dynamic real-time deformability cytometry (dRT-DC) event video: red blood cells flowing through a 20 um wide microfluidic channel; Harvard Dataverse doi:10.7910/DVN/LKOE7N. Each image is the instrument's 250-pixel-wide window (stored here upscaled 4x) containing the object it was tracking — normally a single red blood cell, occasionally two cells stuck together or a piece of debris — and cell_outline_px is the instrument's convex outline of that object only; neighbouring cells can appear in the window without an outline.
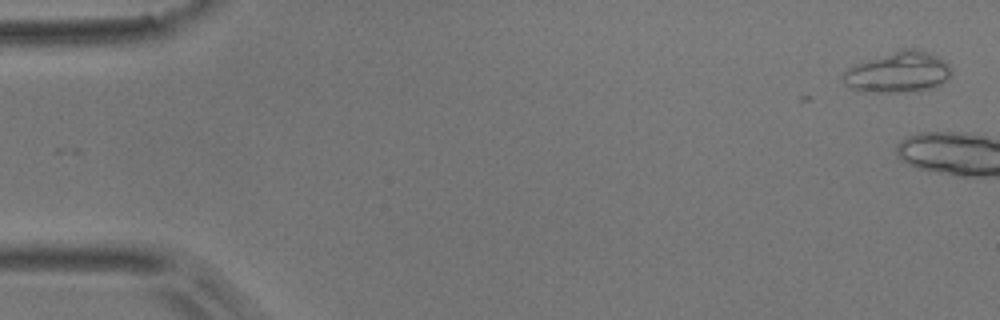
{"species": "common noctule bat (a hibernating species)", "species_latin": "Nyctalus noctula", "temperature_condition": "room temperature", "stored_images_in_passage": 6, "camera_frame_rate_fps": 3000, "um_per_image_px": 0.085, "animal": {"sex": "male", "body_mass_g": 17.9}, "frame": {"image": 1, "passage_image": 1, "time_ms": 0.0, "image_size_px": [1000, 320], "cell_outline_px": [[952, 76], [936, 88], [904, 92], [864, 92], [852, 88], [844, 84], [840, 76], [848, 68], [856, 64], [904, 48], [916, 48], [928, 52], [944, 60], [952, 68]], "centroid_in_image_um": [76.37, 6.15], "position_along_channel_um": 8.6, "area_um2": 25.89}}